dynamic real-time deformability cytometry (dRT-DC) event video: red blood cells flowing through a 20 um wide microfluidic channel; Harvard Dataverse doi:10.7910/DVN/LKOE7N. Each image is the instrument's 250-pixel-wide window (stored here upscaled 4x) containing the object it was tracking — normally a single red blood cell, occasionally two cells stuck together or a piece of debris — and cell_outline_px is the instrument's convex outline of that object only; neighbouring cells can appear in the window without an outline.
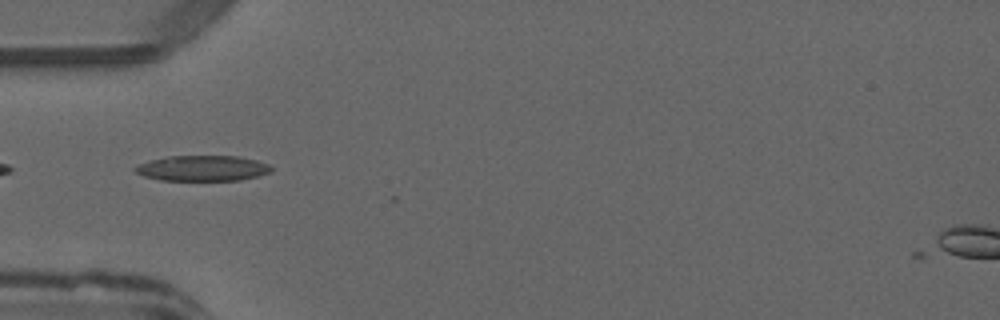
{"species": "common noctule bat (a hibernating species)", "species_latin": "Nyctalus noctula", "temperature_condition": "warm", "stored_images_in_passage": 2, "camera_frame_rate_fps": 3000, "um_per_image_px": 0.085, "animal": {"sex": "male", "forearm_length_mm": 52.5}, "frame": {"image": 1, "passage_image": 1, "time_ms": 0.0, "image_size_px": [1000, 320], "cell_outline_px": [[272, 172], [240, 180], [160, 180], [144, 176], [136, 172], [132, 168], [140, 164], [152, 160], [168, 156], [236, 156], [256, 160], [268, 164], [272, 168]], "centroid_in_image_um": [17.22, 14.3], "position_along_channel_um": 67.8, "area_um2": 20.06}}